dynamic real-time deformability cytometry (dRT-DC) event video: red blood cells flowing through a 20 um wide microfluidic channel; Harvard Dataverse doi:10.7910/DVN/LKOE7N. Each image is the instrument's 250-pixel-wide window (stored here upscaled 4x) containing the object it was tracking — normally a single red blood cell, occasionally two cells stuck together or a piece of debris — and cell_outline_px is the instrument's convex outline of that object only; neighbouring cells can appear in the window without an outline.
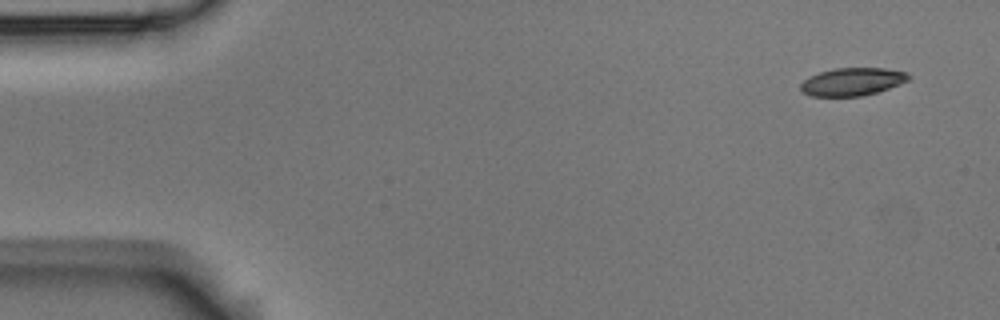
{"species": "Egyptian fruit bat (a non-hibernating species)", "species_latin": "Rousettus aegyptiacus", "temperature_condition": "room temperature", "stored_images_in_passage": 3, "segment_of_instrument_passage": [2, 2], "camera_frame_rate_fps": 3000, "um_per_image_px": 0.085, "animal": {"sex": "male"}, "frame": {"image": 1, "passage_image": 3, "time_ms": 0.667, "image_size_px": [1000, 320], "cell_outline_px": [[912, 76], [908, 80], [900, 84], [876, 92], [860, 96], [812, 96], [804, 92], [800, 88], [800, 84], [808, 76], [820, 72], [836, 68], [884, 68], [908, 72]], "centroid_in_image_um": [72.46, 6.93], "position_along_channel_um": 12.5, "area_um2": 17.46}}